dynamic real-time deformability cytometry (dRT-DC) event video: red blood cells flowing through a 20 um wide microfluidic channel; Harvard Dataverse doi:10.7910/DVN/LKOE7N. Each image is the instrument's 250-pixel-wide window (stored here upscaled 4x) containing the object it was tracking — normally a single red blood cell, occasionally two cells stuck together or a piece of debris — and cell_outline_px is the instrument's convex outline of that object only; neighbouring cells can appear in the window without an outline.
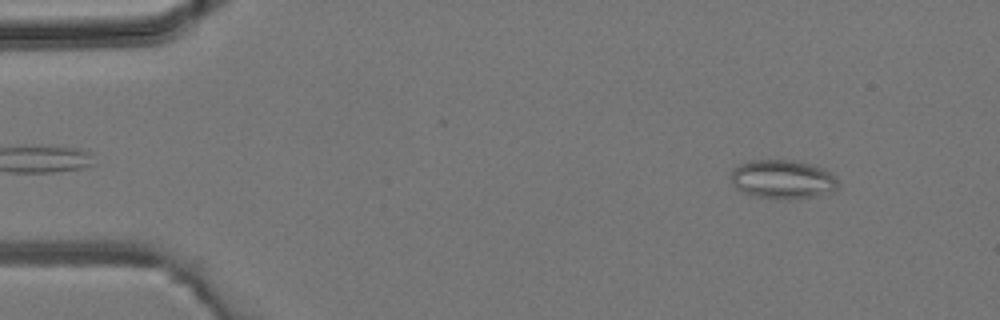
{"species": "common noctule bat (a hibernating species)", "species_latin": "Nyctalus noctula", "temperature_condition": "room temperature", "stored_images_in_passage": 43, "camera_frame_rate_fps": 3000, "um_per_image_px": 0.085, "animal": {"sex": "male", "body_mass_g": 19.2, "forearm_length_mm": 51.8}, "frame": {"image": 1, "passage_image": 3, "time_ms": 0.667, "image_size_px": [1000, 320], "cell_outline_px": [[840, 184], [832, 192], [812, 196], [780, 200], [752, 196], [736, 188], [732, 184], [732, 172], [740, 164], [752, 160], [792, 160], [812, 164], [824, 168], [832, 172], [836, 176]], "centroid_in_image_um": [66.57, 15.24], "position_along_channel_um": 18.4, "area_um2": 24.45}}
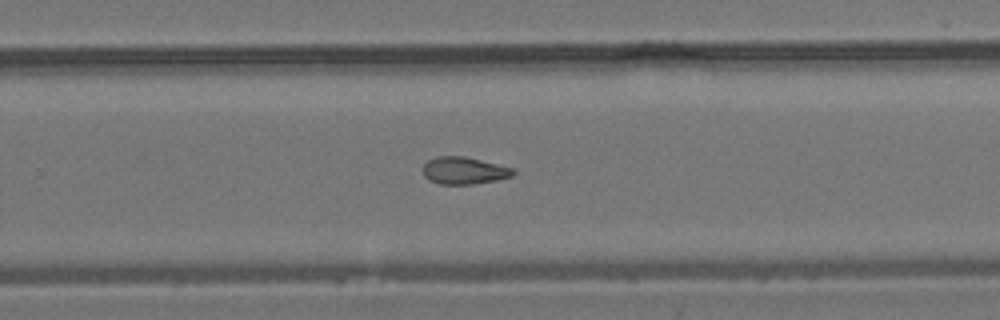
{"frame": {"image": 2, "passage_image": 27, "time_ms": 8.667, "image_size_px": [1000, 320], "cell_outline_px": [[516, 172], [512, 176], [496, 180], [472, 184], [440, 184], [428, 180], [424, 176], [424, 164], [428, 160], [436, 156], [464, 156], [516, 168]], "centroid_in_image_um": [39.47, 14.49], "position_along_channel_um": 290.3, "area_um2": 14.39}}
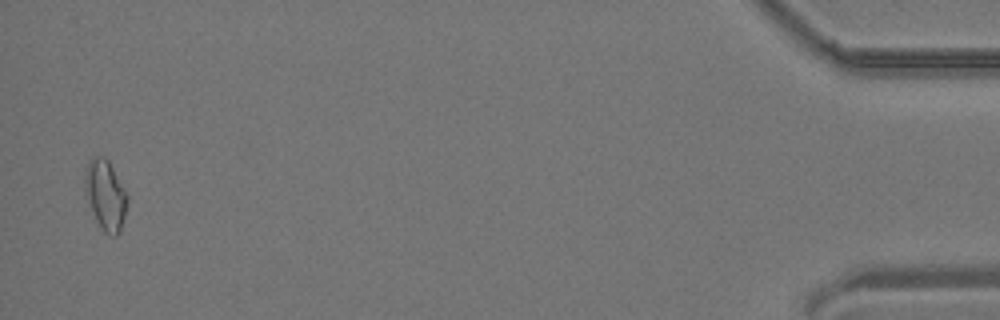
{"frame": {"image": 3, "passage_image": 42, "time_ms": 13.667, "image_size_px": [1000, 320], "cell_outline_px": [[128, 204], [120, 232], [116, 236], [112, 236], [104, 232], [96, 220], [84, 188], [84, 176], [88, 160], [96, 156], [104, 156], [108, 160], [128, 196]], "centroid_in_image_um": [8.97, 16.57], "position_along_channel_um": 426.2, "area_um2": 17.17}}